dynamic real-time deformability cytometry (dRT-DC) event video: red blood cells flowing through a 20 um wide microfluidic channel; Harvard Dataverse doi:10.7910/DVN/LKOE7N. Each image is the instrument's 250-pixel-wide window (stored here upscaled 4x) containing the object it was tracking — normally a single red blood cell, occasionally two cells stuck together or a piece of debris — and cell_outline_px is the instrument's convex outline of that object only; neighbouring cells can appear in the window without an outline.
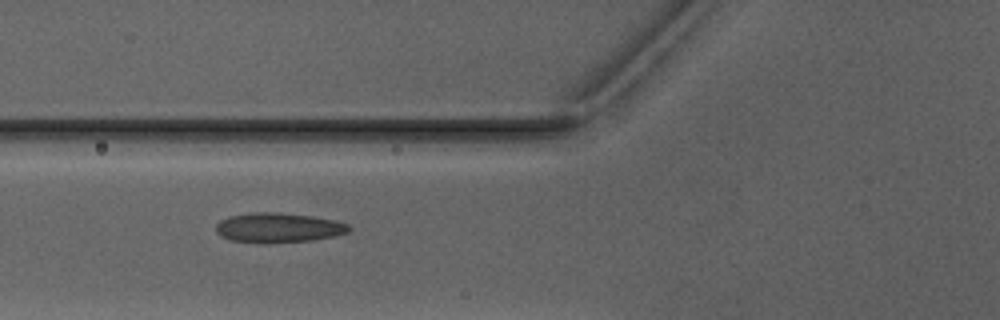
{"species": "Egyptian fruit bat (a non-hibernating species)", "species_latin": "Rousettus aegyptiacus", "temperature_condition": "warm", "stored_images_in_passage": 3, "camera_frame_rate_fps": 3000, "um_per_image_px": 0.085, "animal": {"sex": "male"}, "frame": {"image": 1, "passage_image": 2, "time_ms": 1.0, "image_size_px": [1000, 320], "cell_outline_px": [[352, 228], [348, 232], [336, 236], [312, 240], [228, 240], [220, 236], [216, 232], [216, 224], [220, 220], [228, 216], [252, 212], [276, 212], [312, 216], [336, 220], [348, 224]], "centroid_in_image_um": [23.69, 19.3], "position_along_channel_um": 102.1, "area_um2": 22.25}}
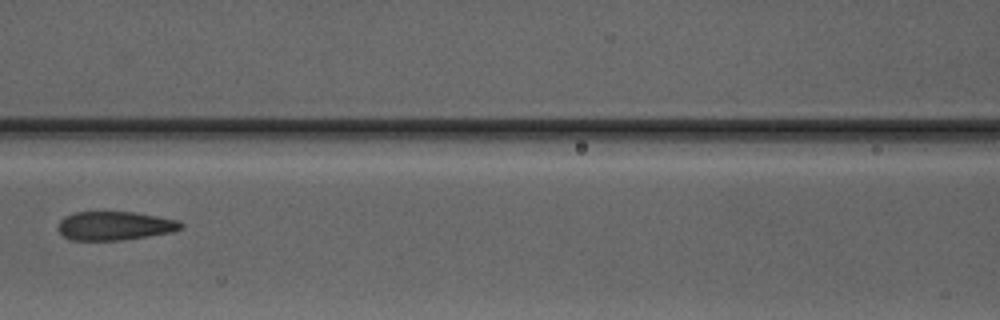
{"frame": {"image": 2, "passage_image": 3, "time_ms": 2.333, "image_size_px": [1000, 320], "cell_outline_px": [[184, 228], [172, 232], [120, 240], [72, 240], [64, 236], [56, 228], [60, 220], [64, 216], [76, 212], [136, 212], [180, 220], [184, 224]], "centroid_in_image_um": [9.78, 19.18], "position_along_channel_um": 156.8, "area_um2": 20.69}}